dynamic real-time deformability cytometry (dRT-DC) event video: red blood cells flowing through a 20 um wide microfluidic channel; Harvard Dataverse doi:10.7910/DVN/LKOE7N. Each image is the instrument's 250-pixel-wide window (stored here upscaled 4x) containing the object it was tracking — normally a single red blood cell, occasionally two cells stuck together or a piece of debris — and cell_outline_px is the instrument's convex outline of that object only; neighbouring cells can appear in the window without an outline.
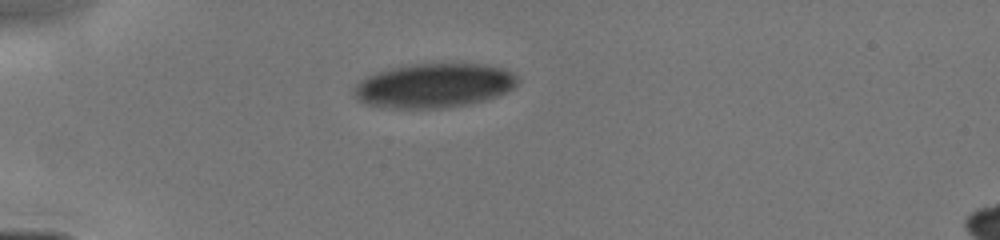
{"species": "human", "species_latin": "Homo sapiens", "temperature_condition": "cold", "stored_images_in_passage": 22, "camera_frame_rate_fps": 3000, "um_per_image_px": 0.085, "donor": {"sex": "male"}, "frame": {"image": 1, "passage_image": 1, "time_ms": 0.0, "image_size_px": [1000, 240], "cell_outline_px": [[516, 84], [512, 88], [496, 96], [484, 100], [464, 104], [440, 108], [392, 108], [364, 104], [352, 92], [356, 84], [360, 80], [376, 72], [392, 68], [412, 64], [480, 64], [500, 68], [516, 76]], "centroid_in_image_um": [36.82, 7.28], "position_along_channel_um": 48.2, "area_um2": 41.5}}
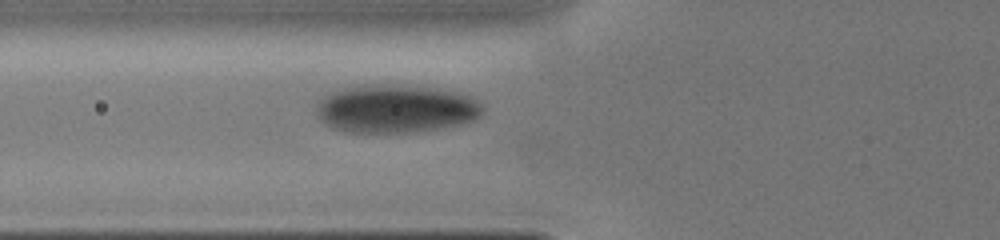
{"frame": {"image": 2, "passage_image": 12, "time_ms": 1.667, "image_size_px": [1000, 240], "cell_outline_px": [[484, 108], [480, 116], [476, 120], [460, 124], [436, 128], [404, 132], [352, 132], [332, 128], [316, 112], [316, 104], [320, 100], [332, 92], [344, 88], [428, 88], [460, 92], [484, 104]], "centroid_in_image_um": [33.71, 9.3], "position_along_channel_um": 92.1, "area_um2": 44.62}}
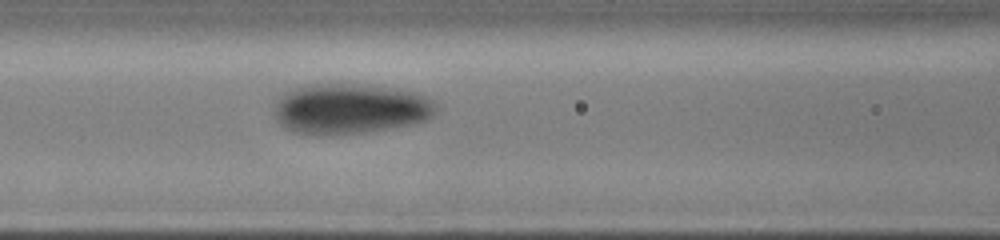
{"frame": {"image": 3, "passage_image": 19, "time_ms": 2.667, "image_size_px": [1000, 240], "cell_outline_px": [[436, 112], [428, 120], [416, 124], [364, 132], [292, 132], [280, 124], [276, 120], [276, 104], [284, 92], [296, 88], [316, 84], [364, 84], [400, 88], [424, 96], [432, 100], [436, 104]], "centroid_in_image_um": [29.84, 9.21], "position_along_channel_um": 136.8, "area_um2": 46.7}}